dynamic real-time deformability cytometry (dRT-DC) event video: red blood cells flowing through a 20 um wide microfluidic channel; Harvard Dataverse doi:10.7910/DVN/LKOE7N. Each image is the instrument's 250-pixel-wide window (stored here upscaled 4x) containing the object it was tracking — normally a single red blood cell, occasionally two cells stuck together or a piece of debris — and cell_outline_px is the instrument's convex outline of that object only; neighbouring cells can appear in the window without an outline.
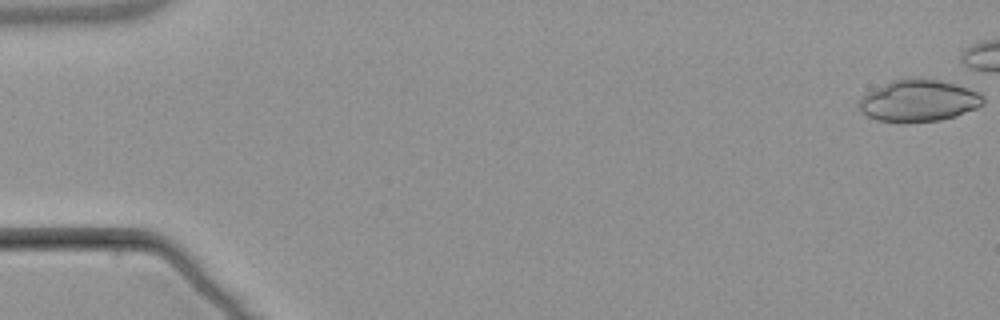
{"species": "common noctule bat (a hibernating species)", "species_latin": "Nyctalus noctula", "temperature_condition": "warm", "stored_images_in_passage": 6, "camera_frame_rate_fps": 3000, "um_per_image_px": 0.085, "animal": {"sex": "male", "body_mass_g": 21.5, "forearm_length_mm": 52.0}, "frame": {"image": 1, "passage_image": 1, "time_ms": 0.0, "image_size_px": [1000, 320], "cell_outline_px": [[984, 104], [976, 108], [956, 116], [940, 120], [876, 120], [860, 112], [860, 96], [892, 80], [940, 80], [956, 84], [980, 92], [984, 96]], "centroid_in_image_um": [78.13, 8.55], "position_along_channel_um": 6.9, "area_um2": 29.3}}
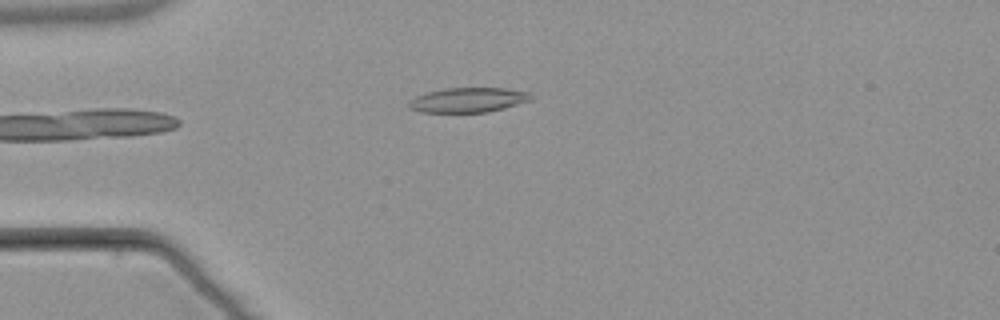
{"frame": {"image": 2, "passage_image": 6, "time_ms": 6.0, "image_size_px": [1000, 320], "cell_outline_px": [[532, 100], [504, 108], [488, 112], [420, 112], [408, 108], [408, 100], [416, 96], [428, 92], [444, 88], [504, 88], [528, 92], [532, 96]], "centroid_in_image_um": [39.77, 8.5], "position_along_channel_um": 45.2, "area_um2": 17.63}}